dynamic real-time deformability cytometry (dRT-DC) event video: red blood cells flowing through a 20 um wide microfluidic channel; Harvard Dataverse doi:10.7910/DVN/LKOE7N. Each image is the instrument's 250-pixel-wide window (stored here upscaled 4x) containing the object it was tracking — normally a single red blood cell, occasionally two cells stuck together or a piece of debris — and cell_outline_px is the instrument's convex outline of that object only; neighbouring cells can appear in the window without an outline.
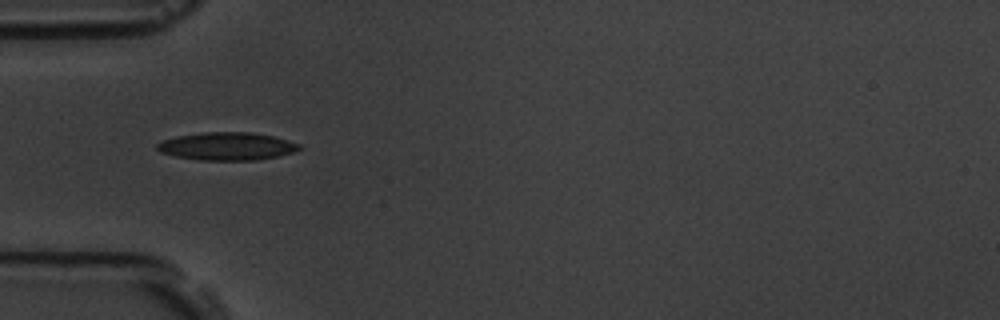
{"species": "common noctule bat (a hibernating species)", "species_latin": "Nyctalus noctula", "temperature_condition": "room temperature", "stored_images_in_passage": 14, "camera_frame_rate_fps": 3000, "um_per_image_px": 0.085, "animal": {"sex": "male", "body_mass_g": 19.5, "forearm_length_mm": 54.6}, "frame": {"image": 1, "passage_image": 3, "time_ms": 2.333, "image_size_px": [1000, 320], "cell_outline_px": [[304, 148], [280, 156], [256, 160], [200, 160], [176, 156], [160, 152], [156, 148], [156, 144], [160, 140], [176, 136], [204, 132], [252, 132], [272, 136], [300, 144]], "centroid_in_image_um": [19.28, 12.43], "position_along_channel_um": 65.7, "area_um2": 23.18}}
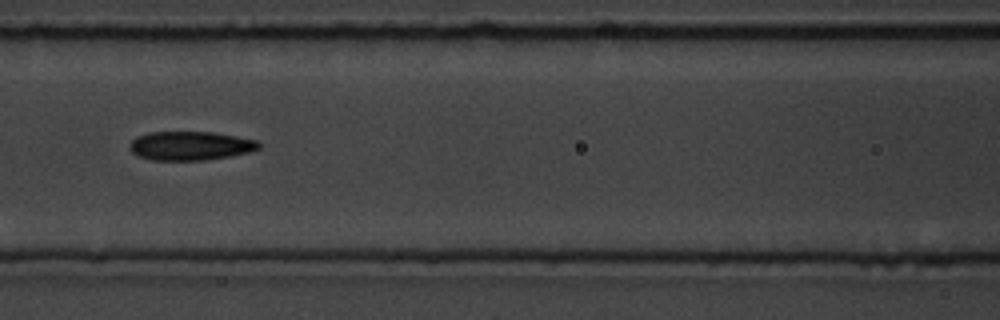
{"frame": {"image": 2, "passage_image": 5, "time_ms": 4.667, "image_size_px": [1000, 320], "cell_outline_px": [[260, 148], [252, 152], [204, 160], [152, 160], [140, 156], [132, 152], [128, 148], [132, 140], [136, 136], [148, 132], [212, 132], [236, 136], [256, 140], [260, 144]], "centroid_in_image_um": [16.17, 12.39], "position_along_channel_um": 150.4, "area_um2": 21.73}}
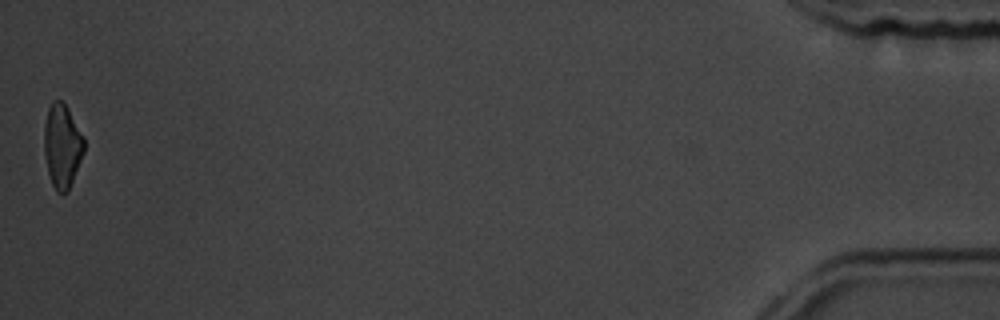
{"frame": {"image": 3, "passage_image": 14, "time_ms": 15.0, "image_size_px": [1000, 320], "cell_outline_px": [[84, 152], [68, 192], [56, 192], [52, 184], [48, 172], [44, 152], [44, 124], [48, 108], [52, 100], [60, 100], [68, 108], [84, 136]], "centroid_in_image_um": [5.28, 12.39], "position_along_channel_um": 429.9, "area_um2": 19.54}, "authors_computed_cell_mechanics": {"area_um2": 21.1837, "velocity_mm_per_s": 3.6473, "shape_relaxation_time_tau1_ms": 2.5795, "shape_relaxation_time_tau2_ms": 6.0102, "deformation_change_tau1": 0.0871, "deformation_change_tau2": 0.1402}}